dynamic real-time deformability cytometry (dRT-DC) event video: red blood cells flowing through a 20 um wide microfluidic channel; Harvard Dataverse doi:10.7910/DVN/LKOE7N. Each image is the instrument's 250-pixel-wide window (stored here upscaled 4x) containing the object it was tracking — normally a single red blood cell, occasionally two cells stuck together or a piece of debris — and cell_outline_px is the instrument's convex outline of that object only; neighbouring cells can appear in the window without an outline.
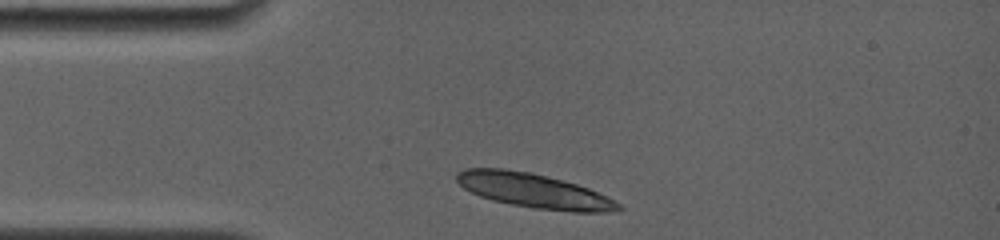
{"species": "common noctule bat (a hibernating species)", "species_latin": "Nyctalus noctula", "temperature_condition": "room temperature", "stored_images_in_passage": 1, "camera_frame_rate_fps": 4000, "um_per_image_px": 0.085, "animal": {"sex": "female", "body_mass_g": 19.0, "forearm_length_mm": 56.7}, "frame": {"image": 1, "passage_image": 1, "time_ms": 0.0, "image_size_px": [1000, 240], "cell_outline_px": [[624, 208], [608, 212], [572, 212], [532, 208], [492, 200], [480, 196], [464, 188], [456, 180], [456, 172], [464, 168], [504, 168], [532, 172], [576, 184], [588, 188], [608, 196], [620, 204]], "centroid_in_image_um": [45.37, 16.21], "position_along_channel_um": 39.6, "area_um2": 32.54}}